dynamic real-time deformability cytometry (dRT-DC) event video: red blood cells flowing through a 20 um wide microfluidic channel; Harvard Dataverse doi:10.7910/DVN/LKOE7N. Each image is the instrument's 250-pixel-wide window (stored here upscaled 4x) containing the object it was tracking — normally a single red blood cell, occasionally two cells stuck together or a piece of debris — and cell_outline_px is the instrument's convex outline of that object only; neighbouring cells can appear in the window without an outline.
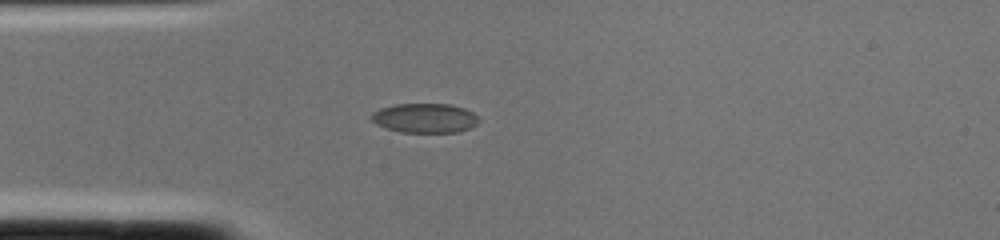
{"species": "common noctule bat (a hibernating species)", "species_latin": "Nyctalus noctula", "temperature_condition": "cold", "stored_images_in_passage": 2, "camera_frame_rate_fps": 3000, "um_per_image_px": 0.085, "animal": {"sex": "female", "body_mass_g": 22.0, "forearm_length_mm": 56.7}, "frame": {"image": 1, "passage_image": 2, "time_ms": 0.333, "image_size_px": [1000, 240], "cell_outline_px": [[480, 120], [476, 124], [468, 128], [456, 132], [400, 132], [384, 128], [376, 124], [368, 116], [372, 112], [380, 108], [396, 104], [448, 104], [464, 108], [472, 112]], "centroid_in_image_um": [36.05, 10.03], "position_along_channel_um": 49.0, "area_um2": 18.44}}